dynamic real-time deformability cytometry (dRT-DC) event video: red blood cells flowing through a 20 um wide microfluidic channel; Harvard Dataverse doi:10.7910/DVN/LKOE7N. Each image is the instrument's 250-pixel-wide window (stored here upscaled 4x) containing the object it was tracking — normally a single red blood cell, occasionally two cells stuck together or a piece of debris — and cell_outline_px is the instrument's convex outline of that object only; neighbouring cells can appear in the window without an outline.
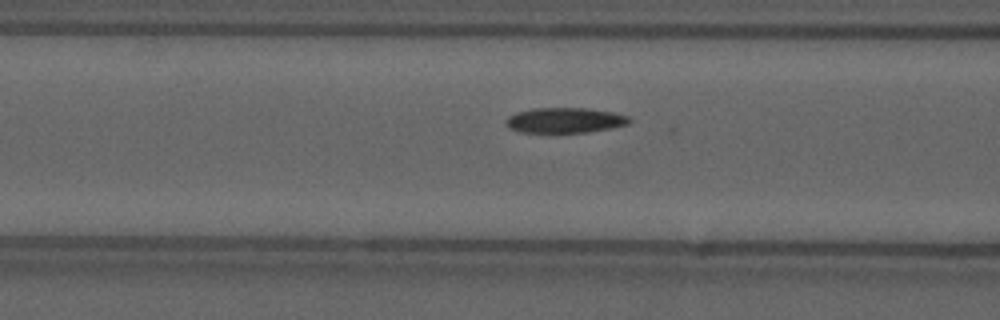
{"species": "common noctule bat (a hibernating species)", "species_latin": "Nyctalus noctula", "temperature_condition": "cold", "stored_images_in_passage": 56, "camera_frame_rate_fps": 3000, "um_per_image_px": 0.085, "animal": {"sex": "male", "forearm_length_mm": 52.5}, "frame": {"image": 1, "passage_image": 22, "time_ms": 7.0, "image_size_px": [1000, 320], "cell_outline_px": [[632, 120], [628, 124], [612, 128], [588, 132], [520, 132], [508, 128], [504, 124], [504, 120], [508, 116], [516, 112], [532, 108], [588, 108], [612, 112], [628, 116]], "centroid_in_image_um": [47.98, 10.22], "position_along_channel_um": 118.6, "area_um2": 18.32}, "authors_computed_cell_mechanics": {"area_um2": 17.9758, "velocity_mm_per_s": 3.6622, "shape_relaxation_time_tau1_ms": null, "shape_relaxation_time_tau2_ms": 4.1934, "deformation_change_tau1": null, "deformation_change_tau2": 0.0747}}